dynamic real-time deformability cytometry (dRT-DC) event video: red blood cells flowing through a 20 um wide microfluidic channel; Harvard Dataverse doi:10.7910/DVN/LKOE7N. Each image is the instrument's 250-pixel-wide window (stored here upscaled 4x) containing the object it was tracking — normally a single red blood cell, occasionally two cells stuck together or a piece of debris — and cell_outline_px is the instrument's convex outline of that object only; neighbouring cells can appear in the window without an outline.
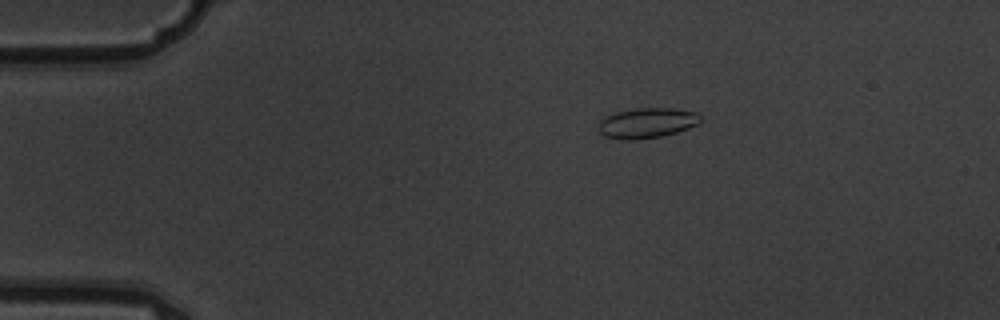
{"species": "common noctule bat (a hibernating species)", "species_latin": "Nyctalus noctula", "temperature_condition": "warm", "stored_images_in_passage": 7, "camera_frame_rate_fps": 3000, "um_per_image_px": 0.085, "animal": {"sex": "male", "body_mass_g": 19.5, "forearm_length_mm": 54.6}, "frame": {"image": 1, "passage_image": 4, "time_ms": 1.0, "image_size_px": [1000, 320], "cell_outline_px": [[700, 120], [696, 124], [688, 128], [676, 132], [660, 136], [604, 136], [600, 132], [600, 120], [616, 112], [636, 108], [672, 108], [696, 112], [700, 116]], "centroid_in_image_um": [55.06, 10.38], "position_along_channel_um": 29.9, "area_um2": 16.7}}
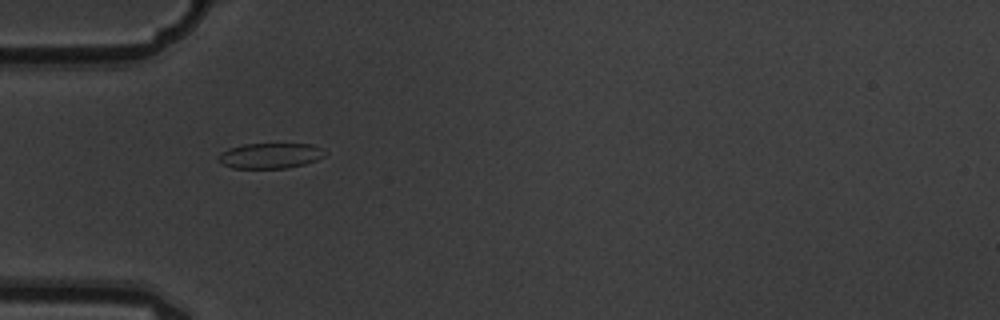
{"frame": {"image": 2, "passage_image": 6, "time_ms": 1.667, "image_size_px": [1000, 320], "cell_outline_px": [[328, 152], [324, 156], [316, 160], [304, 164], [288, 168], [232, 168], [220, 164], [216, 160], [220, 152], [228, 148], [244, 144], [312, 144]], "centroid_in_image_um": [22.92, 13.24], "position_along_channel_um": 62.1, "area_um2": 15.95}}
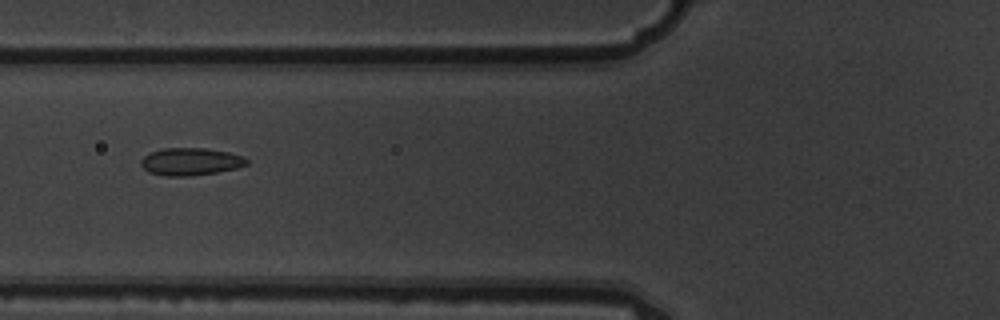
{"frame": {"image": 3, "passage_image": 7, "time_ms": 2.0, "image_size_px": [1000, 320], "cell_outline_px": [[248, 164], [236, 168], [216, 172], [192, 176], [164, 176], [148, 172], [140, 164], [140, 160], [144, 156], [152, 152], [164, 148], [204, 148], [228, 152], [244, 156], [248, 160]], "centroid_in_image_um": [16.2, 13.74], "position_along_channel_um": 109.6, "area_um2": 16.94}}